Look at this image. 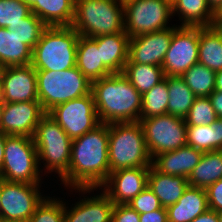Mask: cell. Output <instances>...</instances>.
Returning <instances> with one entry per match:
<instances>
[{
    "label": "cell",
    "instance_id": "cell-16",
    "mask_svg": "<svg viewBox=\"0 0 222 222\" xmlns=\"http://www.w3.org/2000/svg\"><path fill=\"white\" fill-rule=\"evenodd\" d=\"M150 167H133L110 172L101 188L114 204H128L148 186Z\"/></svg>",
    "mask_w": 222,
    "mask_h": 222
},
{
    "label": "cell",
    "instance_id": "cell-8",
    "mask_svg": "<svg viewBox=\"0 0 222 222\" xmlns=\"http://www.w3.org/2000/svg\"><path fill=\"white\" fill-rule=\"evenodd\" d=\"M43 169L32 137L6 135L0 179L8 182L39 184Z\"/></svg>",
    "mask_w": 222,
    "mask_h": 222
},
{
    "label": "cell",
    "instance_id": "cell-27",
    "mask_svg": "<svg viewBox=\"0 0 222 222\" xmlns=\"http://www.w3.org/2000/svg\"><path fill=\"white\" fill-rule=\"evenodd\" d=\"M221 178L222 150H215L203 153L200 162L187 179L189 186L207 189Z\"/></svg>",
    "mask_w": 222,
    "mask_h": 222
},
{
    "label": "cell",
    "instance_id": "cell-47",
    "mask_svg": "<svg viewBox=\"0 0 222 222\" xmlns=\"http://www.w3.org/2000/svg\"><path fill=\"white\" fill-rule=\"evenodd\" d=\"M222 19V3L214 10V20Z\"/></svg>",
    "mask_w": 222,
    "mask_h": 222
},
{
    "label": "cell",
    "instance_id": "cell-37",
    "mask_svg": "<svg viewBox=\"0 0 222 222\" xmlns=\"http://www.w3.org/2000/svg\"><path fill=\"white\" fill-rule=\"evenodd\" d=\"M27 222H64L63 201L45 196Z\"/></svg>",
    "mask_w": 222,
    "mask_h": 222
},
{
    "label": "cell",
    "instance_id": "cell-32",
    "mask_svg": "<svg viewBox=\"0 0 222 222\" xmlns=\"http://www.w3.org/2000/svg\"><path fill=\"white\" fill-rule=\"evenodd\" d=\"M196 97H209L215 91L216 72L199 63L180 76Z\"/></svg>",
    "mask_w": 222,
    "mask_h": 222
},
{
    "label": "cell",
    "instance_id": "cell-5",
    "mask_svg": "<svg viewBox=\"0 0 222 222\" xmlns=\"http://www.w3.org/2000/svg\"><path fill=\"white\" fill-rule=\"evenodd\" d=\"M71 27L90 38L125 32L123 0H76Z\"/></svg>",
    "mask_w": 222,
    "mask_h": 222
},
{
    "label": "cell",
    "instance_id": "cell-29",
    "mask_svg": "<svg viewBox=\"0 0 222 222\" xmlns=\"http://www.w3.org/2000/svg\"><path fill=\"white\" fill-rule=\"evenodd\" d=\"M198 63L215 72L222 70V37L213 26L200 27Z\"/></svg>",
    "mask_w": 222,
    "mask_h": 222
},
{
    "label": "cell",
    "instance_id": "cell-41",
    "mask_svg": "<svg viewBox=\"0 0 222 222\" xmlns=\"http://www.w3.org/2000/svg\"><path fill=\"white\" fill-rule=\"evenodd\" d=\"M140 222H168L167 210L161 209L140 214Z\"/></svg>",
    "mask_w": 222,
    "mask_h": 222
},
{
    "label": "cell",
    "instance_id": "cell-2",
    "mask_svg": "<svg viewBox=\"0 0 222 222\" xmlns=\"http://www.w3.org/2000/svg\"><path fill=\"white\" fill-rule=\"evenodd\" d=\"M100 123L140 122L142 95L123 73H113L92 82Z\"/></svg>",
    "mask_w": 222,
    "mask_h": 222
},
{
    "label": "cell",
    "instance_id": "cell-40",
    "mask_svg": "<svg viewBox=\"0 0 222 222\" xmlns=\"http://www.w3.org/2000/svg\"><path fill=\"white\" fill-rule=\"evenodd\" d=\"M209 209L216 212L222 211V178L211 184L207 189Z\"/></svg>",
    "mask_w": 222,
    "mask_h": 222
},
{
    "label": "cell",
    "instance_id": "cell-39",
    "mask_svg": "<svg viewBox=\"0 0 222 222\" xmlns=\"http://www.w3.org/2000/svg\"><path fill=\"white\" fill-rule=\"evenodd\" d=\"M111 222H140V214L128 204H115Z\"/></svg>",
    "mask_w": 222,
    "mask_h": 222
},
{
    "label": "cell",
    "instance_id": "cell-46",
    "mask_svg": "<svg viewBox=\"0 0 222 222\" xmlns=\"http://www.w3.org/2000/svg\"><path fill=\"white\" fill-rule=\"evenodd\" d=\"M212 26L216 29V31L222 37V19H220V20H213Z\"/></svg>",
    "mask_w": 222,
    "mask_h": 222
},
{
    "label": "cell",
    "instance_id": "cell-13",
    "mask_svg": "<svg viewBox=\"0 0 222 222\" xmlns=\"http://www.w3.org/2000/svg\"><path fill=\"white\" fill-rule=\"evenodd\" d=\"M40 184L8 182L1 179L2 219L28 221L45 198ZM43 196V197H42Z\"/></svg>",
    "mask_w": 222,
    "mask_h": 222
},
{
    "label": "cell",
    "instance_id": "cell-23",
    "mask_svg": "<svg viewBox=\"0 0 222 222\" xmlns=\"http://www.w3.org/2000/svg\"><path fill=\"white\" fill-rule=\"evenodd\" d=\"M76 66L91 82L113 74L102 63L97 42L81 35L77 43Z\"/></svg>",
    "mask_w": 222,
    "mask_h": 222
},
{
    "label": "cell",
    "instance_id": "cell-49",
    "mask_svg": "<svg viewBox=\"0 0 222 222\" xmlns=\"http://www.w3.org/2000/svg\"><path fill=\"white\" fill-rule=\"evenodd\" d=\"M3 103V85H2V75L0 68V105Z\"/></svg>",
    "mask_w": 222,
    "mask_h": 222
},
{
    "label": "cell",
    "instance_id": "cell-30",
    "mask_svg": "<svg viewBox=\"0 0 222 222\" xmlns=\"http://www.w3.org/2000/svg\"><path fill=\"white\" fill-rule=\"evenodd\" d=\"M122 73L141 95L148 92L165 77L161 66L132 63L129 59L125 63Z\"/></svg>",
    "mask_w": 222,
    "mask_h": 222
},
{
    "label": "cell",
    "instance_id": "cell-18",
    "mask_svg": "<svg viewBox=\"0 0 222 222\" xmlns=\"http://www.w3.org/2000/svg\"><path fill=\"white\" fill-rule=\"evenodd\" d=\"M64 202V222H111L114 203L102 191L94 197H84L75 206L66 207ZM68 209V210H67Z\"/></svg>",
    "mask_w": 222,
    "mask_h": 222
},
{
    "label": "cell",
    "instance_id": "cell-53",
    "mask_svg": "<svg viewBox=\"0 0 222 222\" xmlns=\"http://www.w3.org/2000/svg\"><path fill=\"white\" fill-rule=\"evenodd\" d=\"M219 222H222V211L218 212Z\"/></svg>",
    "mask_w": 222,
    "mask_h": 222
},
{
    "label": "cell",
    "instance_id": "cell-12",
    "mask_svg": "<svg viewBox=\"0 0 222 222\" xmlns=\"http://www.w3.org/2000/svg\"><path fill=\"white\" fill-rule=\"evenodd\" d=\"M200 27L178 26L163 59L165 76H181L198 63Z\"/></svg>",
    "mask_w": 222,
    "mask_h": 222
},
{
    "label": "cell",
    "instance_id": "cell-45",
    "mask_svg": "<svg viewBox=\"0 0 222 222\" xmlns=\"http://www.w3.org/2000/svg\"><path fill=\"white\" fill-rule=\"evenodd\" d=\"M215 90L222 92V70L216 72Z\"/></svg>",
    "mask_w": 222,
    "mask_h": 222
},
{
    "label": "cell",
    "instance_id": "cell-25",
    "mask_svg": "<svg viewBox=\"0 0 222 222\" xmlns=\"http://www.w3.org/2000/svg\"><path fill=\"white\" fill-rule=\"evenodd\" d=\"M180 16L181 25L189 27L212 26L214 10L207 0H174L172 2V13Z\"/></svg>",
    "mask_w": 222,
    "mask_h": 222
},
{
    "label": "cell",
    "instance_id": "cell-15",
    "mask_svg": "<svg viewBox=\"0 0 222 222\" xmlns=\"http://www.w3.org/2000/svg\"><path fill=\"white\" fill-rule=\"evenodd\" d=\"M173 25L164 30L145 33L130 38L129 60L132 63L161 66L168 51L174 30Z\"/></svg>",
    "mask_w": 222,
    "mask_h": 222
},
{
    "label": "cell",
    "instance_id": "cell-11",
    "mask_svg": "<svg viewBox=\"0 0 222 222\" xmlns=\"http://www.w3.org/2000/svg\"><path fill=\"white\" fill-rule=\"evenodd\" d=\"M71 140L77 139L100 124L92 92L55 106L48 113Z\"/></svg>",
    "mask_w": 222,
    "mask_h": 222
},
{
    "label": "cell",
    "instance_id": "cell-35",
    "mask_svg": "<svg viewBox=\"0 0 222 222\" xmlns=\"http://www.w3.org/2000/svg\"><path fill=\"white\" fill-rule=\"evenodd\" d=\"M31 13V8L22 0H0V27L12 29Z\"/></svg>",
    "mask_w": 222,
    "mask_h": 222
},
{
    "label": "cell",
    "instance_id": "cell-44",
    "mask_svg": "<svg viewBox=\"0 0 222 222\" xmlns=\"http://www.w3.org/2000/svg\"><path fill=\"white\" fill-rule=\"evenodd\" d=\"M6 134L0 133V175L3 167Z\"/></svg>",
    "mask_w": 222,
    "mask_h": 222
},
{
    "label": "cell",
    "instance_id": "cell-48",
    "mask_svg": "<svg viewBox=\"0 0 222 222\" xmlns=\"http://www.w3.org/2000/svg\"><path fill=\"white\" fill-rule=\"evenodd\" d=\"M207 2L215 10L222 3V0H207Z\"/></svg>",
    "mask_w": 222,
    "mask_h": 222
},
{
    "label": "cell",
    "instance_id": "cell-20",
    "mask_svg": "<svg viewBox=\"0 0 222 222\" xmlns=\"http://www.w3.org/2000/svg\"><path fill=\"white\" fill-rule=\"evenodd\" d=\"M100 49L102 63L112 73H122L129 58L130 37L126 32L93 37Z\"/></svg>",
    "mask_w": 222,
    "mask_h": 222
},
{
    "label": "cell",
    "instance_id": "cell-21",
    "mask_svg": "<svg viewBox=\"0 0 222 222\" xmlns=\"http://www.w3.org/2000/svg\"><path fill=\"white\" fill-rule=\"evenodd\" d=\"M208 209L206 189L188 186L177 203L166 208L168 222H191Z\"/></svg>",
    "mask_w": 222,
    "mask_h": 222
},
{
    "label": "cell",
    "instance_id": "cell-51",
    "mask_svg": "<svg viewBox=\"0 0 222 222\" xmlns=\"http://www.w3.org/2000/svg\"><path fill=\"white\" fill-rule=\"evenodd\" d=\"M0 222H27V221L1 219Z\"/></svg>",
    "mask_w": 222,
    "mask_h": 222
},
{
    "label": "cell",
    "instance_id": "cell-7",
    "mask_svg": "<svg viewBox=\"0 0 222 222\" xmlns=\"http://www.w3.org/2000/svg\"><path fill=\"white\" fill-rule=\"evenodd\" d=\"M38 153L46 173L56 172L60 180L68 173L72 140L60 125L47 113L40 119L33 136Z\"/></svg>",
    "mask_w": 222,
    "mask_h": 222
},
{
    "label": "cell",
    "instance_id": "cell-34",
    "mask_svg": "<svg viewBox=\"0 0 222 222\" xmlns=\"http://www.w3.org/2000/svg\"><path fill=\"white\" fill-rule=\"evenodd\" d=\"M48 26L38 18L34 13L22 19V22L13 26L10 31H13L23 43L28 45L32 50L41 39L44 30Z\"/></svg>",
    "mask_w": 222,
    "mask_h": 222
},
{
    "label": "cell",
    "instance_id": "cell-24",
    "mask_svg": "<svg viewBox=\"0 0 222 222\" xmlns=\"http://www.w3.org/2000/svg\"><path fill=\"white\" fill-rule=\"evenodd\" d=\"M32 51L13 31L0 27V68L31 64Z\"/></svg>",
    "mask_w": 222,
    "mask_h": 222
},
{
    "label": "cell",
    "instance_id": "cell-52",
    "mask_svg": "<svg viewBox=\"0 0 222 222\" xmlns=\"http://www.w3.org/2000/svg\"><path fill=\"white\" fill-rule=\"evenodd\" d=\"M2 200V195H1V179H0V201ZM1 206V203H0ZM2 219V213H1V208H0V220Z\"/></svg>",
    "mask_w": 222,
    "mask_h": 222
},
{
    "label": "cell",
    "instance_id": "cell-4",
    "mask_svg": "<svg viewBox=\"0 0 222 222\" xmlns=\"http://www.w3.org/2000/svg\"><path fill=\"white\" fill-rule=\"evenodd\" d=\"M80 34L71 26H48L32 51L35 70L62 71L76 66Z\"/></svg>",
    "mask_w": 222,
    "mask_h": 222
},
{
    "label": "cell",
    "instance_id": "cell-10",
    "mask_svg": "<svg viewBox=\"0 0 222 222\" xmlns=\"http://www.w3.org/2000/svg\"><path fill=\"white\" fill-rule=\"evenodd\" d=\"M148 153L155 156L187 145L185 119L171 114L154 116L140 121Z\"/></svg>",
    "mask_w": 222,
    "mask_h": 222
},
{
    "label": "cell",
    "instance_id": "cell-22",
    "mask_svg": "<svg viewBox=\"0 0 222 222\" xmlns=\"http://www.w3.org/2000/svg\"><path fill=\"white\" fill-rule=\"evenodd\" d=\"M188 186L186 177L160 173L152 165L149 168L148 187L159 198L164 208L177 203Z\"/></svg>",
    "mask_w": 222,
    "mask_h": 222
},
{
    "label": "cell",
    "instance_id": "cell-26",
    "mask_svg": "<svg viewBox=\"0 0 222 222\" xmlns=\"http://www.w3.org/2000/svg\"><path fill=\"white\" fill-rule=\"evenodd\" d=\"M75 0H40L31 12L47 26H71L74 19Z\"/></svg>",
    "mask_w": 222,
    "mask_h": 222
},
{
    "label": "cell",
    "instance_id": "cell-19",
    "mask_svg": "<svg viewBox=\"0 0 222 222\" xmlns=\"http://www.w3.org/2000/svg\"><path fill=\"white\" fill-rule=\"evenodd\" d=\"M202 151L191 146H184L174 151H168L155 156L152 166L160 173L188 178L198 165Z\"/></svg>",
    "mask_w": 222,
    "mask_h": 222
},
{
    "label": "cell",
    "instance_id": "cell-36",
    "mask_svg": "<svg viewBox=\"0 0 222 222\" xmlns=\"http://www.w3.org/2000/svg\"><path fill=\"white\" fill-rule=\"evenodd\" d=\"M187 126L210 125L218 119L209 97H196L184 118Z\"/></svg>",
    "mask_w": 222,
    "mask_h": 222
},
{
    "label": "cell",
    "instance_id": "cell-28",
    "mask_svg": "<svg viewBox=\"0 0 222 222\" xmlns=\"http://www.w3.org/2000/svg\"><path fill=\"white\" fill-rule=\"evenodd\" d=\"M187 145L202 152L222 150V118L210 125L187 126Z\"/></svg>",
    "mask_w": 222,
    "mask_h": 222
},
{
    "label": "cell",
    "instance_id": "cell-3",
    "mask_svg": "<svg viewBox=\"0 0 222 222\" xmlns=\"http://www.w3.org/2000/svg\"><path fill=\"white\" fill-rule=\"evenodd\" d=\"M108 154L109 174L116 170L152 165L140 122L109 124Z\"/></svg>",
    "mask_w": 222,
    "mask_h": 222
},
{
    "label": "cell",
    "instance_id": "cell-42",
    "mask_svg": "<svg viewBox=\"0 0 222 222\" xmlns=\"http://www.w3.org/2000/svg\"><path fill=\"white\" fill-rule=\"evenodd\" d=\"M212 107L218 118H222V92L215 90L210 96Z\"/></svg>",
    "mask_w": 222,
    "mask_h": 222
},
{
    "label": "cell",
    "instance_id": "cell-9",
    "mask_svg": "<svg viewBox=\"0 0 222 222\" xmlns=\"http://www.w3.org/2000/svg\"><path fill=\"white\" fill-rule=\"evenodd\" d=\"M123 5L124 30L130 38L169 28L174 16L169 0H123Z\"/></svg>",
    "mask_w": 222,
    "mask_h": 222
},
{
    "label": "cell",
    "instance_id": "cell-33",
    "mask_svg": "<svg viewBox=\"0 0 222 222\" xmlns=\"http://www.w3.org/2000/svg\"><path fill=\"white\" fill-rule=\"evenodd\" d=\"M168 102V85L167 80L164 78L142 95L140 121L142 119L168 114Z\"/></svg>",
    "mask_w": 222,
    "mask_h": 222
},
{
    "label": "cell",
    "instance_id": "cell-1",
    "mask_svg": "<svg viewBox=\"0 0 222 222\" xmlns=\"http://www.w3.org/2000/svg\"><path fill=\"white\" fill-rule=\"evenodd\" d=\"M108 140L106 123L72 140L68 173L61 179L66 188L83 194L101 188L109 177Z\"/></svg>",
    "mask_w": 222,
    "mask_h": 222
},
{
    "label": "cell",
    "instance_id": "cell-17",
    "mask_svg": "<svg viewBox=\"0 0 222 222\" xmlns=\"http://www.w3.org/2000/svg\"><path fill=\"white\" fill-rule=\"evenodd\" d=\"M3 102L38 101L36 70L31 64L1 68Z\"/></svg>",
    "mask_w": 222,
    "mask_h": 222
},
{
    "label": "cell",
    "instance_id": "cell-14",
    "mask_svg": "<svg viewBox=\"0 0 222 222\" xmlns=\"http://www.w3.org/2000/svg\"><path fill=\"white\" fill-rule=\"evenodd\" d=\"M45 114L39 101L3 102L0 105V133L33 138Z\"/></svg>",
    "mask_w": 222,
    "mask_h": 222
},
{
    "label": "cell",
    "instance_id": "cell-31",
    "mask_svg": "<svg viewBox=\"0 0 222 222\" xmlns=\"http://www.w3.org/2000/svg\"><path fill=\"white\" fill-rule=\"evenodd\" d=\"M168 85L169 102L168 114L185 118L196 99L180 76H165Z\"/></svg>",
    "mask_w": 222,
    "mask_h": 222
},
{
    "label": "cell",
    "instance_id": "cell-43",
    "mask_svg": "<svg viewBox=\"0 0 222 222\" xmlns=\"http://www.w3.org/2000/svg\"><path fill=\"white\" fill-rule=\"evenodd\" d=\"M191 222H219L218 212L208 209Z\"/></svg>",
    "mask_w": 222,
    "mask_h": 222
},
{
    "label": "cell",
    "instance_id": "cell-38",
    "mask_svg": "<svg viewBox=\"0 0 222 222\" xmlns=\"http://www.w3.org/2000/svg\"><path fill=\"white\" fill-rule=\"evenodd\" d=\"M128 205H130L139 214L162 208L159 198L148 186L144 190H142L136 197H134L128 203Z\"/></svg>",
    "mask_w": 222,
    "mask_h": 222
},
{
    "label": "cell",
    "instance_id": "cell-6",
    "mask_svg": "<svg viewBox=\"0 0 222 222\" xmlns=\"http://www.w3.org/2000/svg\"><path fill=\"white\" fill-rule=\"evenodd\" d=\"M38 101L45 113L91 93L92 82L74 66L62 71L36 70Z\"/></svg>",
    "mask_w": 222,
    "mask_h": 222
},
{
    "label": "cell",
    "instance_id": "cell-50",
    "mask_svg": "<svg viewBox=\"0 0 222 222\" xmlns=\"http://www.w3.org/2000/svg\"><path fill=\"white\" fill-rule=\"evenodd\" d=\"M25 4H27L30 8L35 4V3H40V0H22Z\"/></svg>",
    "mask_w": 222,
    "mask_h": 222
}]
</instances>
